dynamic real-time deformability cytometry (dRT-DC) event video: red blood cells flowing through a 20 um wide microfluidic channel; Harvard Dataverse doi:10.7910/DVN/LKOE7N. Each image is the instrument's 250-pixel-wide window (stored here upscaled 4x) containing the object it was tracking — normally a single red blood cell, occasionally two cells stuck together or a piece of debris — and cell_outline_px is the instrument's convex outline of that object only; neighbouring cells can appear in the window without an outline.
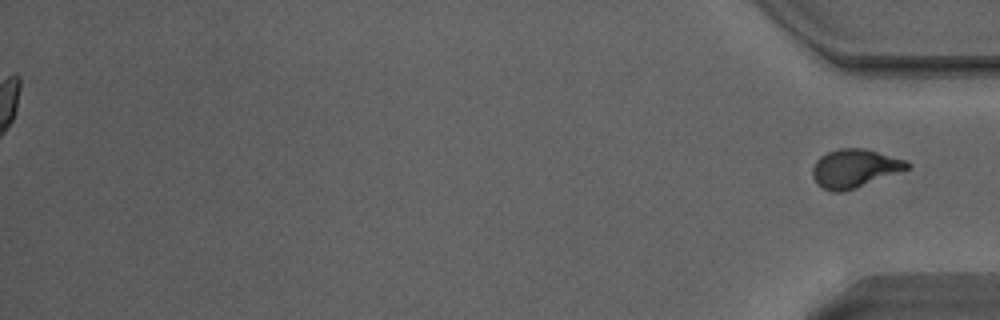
{"species": "Egyptian fruit bat (a non-hibernating species)", "species_latin": "Rousettus aegyptiacus", "temperature_condition": "warm", "stored_images_in_passage": 52, "segment_of_instrument_passage": [2, 2], "camera_frame_rate_fps": 3000, "um_per_image_px": 0.085, "animal": {"sex": "male"}, "frame": {"image": 1, "passage_image": 52, "time_ms": 17.0, "image_size_px": [1000, 320], "cell_outline_px": [[912, 164], [908, 168], [856, 188], [840, 192], [832, 192], [820, 188], [816, 184], [812, 176], [812, 168], [816, 160], [820, 156], [828, 152], [840, 148], [864, 148], [904, 160]], "centroid_in_image_um": [72.57, 14.32], "position_along_channel_um": 362.6, "area_um2": 21.04}}